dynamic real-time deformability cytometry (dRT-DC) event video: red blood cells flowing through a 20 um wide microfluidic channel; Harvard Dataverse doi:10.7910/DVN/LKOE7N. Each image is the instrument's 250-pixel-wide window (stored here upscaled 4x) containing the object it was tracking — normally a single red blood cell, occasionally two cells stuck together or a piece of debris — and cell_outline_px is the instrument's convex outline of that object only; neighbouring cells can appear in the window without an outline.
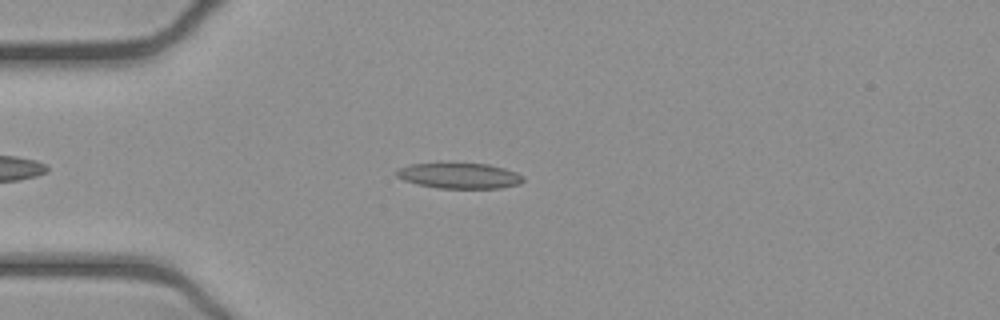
{"species": "common noctule bat (a hibernating species)", "species_latin": "Nyctalus noctula", "temperature_condition": "cold", "stored_images_in_passage": 48, "camera_frame_rate_fps": 3000, "um_per_image_px": 0.085, "animal": {"sex": "female", "body_mass_g": 21.9}, "frame": {"image": 1, "passage_image": 10, "time_ms": 3.0, "image_size_px": [1000, 320], "cell_outline_px": [[524, 180], [520, 184], [500, 188], [436, 188], [404, 180], [396, 176], [396, 172], [400, 168], [412, 164], [440, 160], [488, 164], [504, 168], [516, 172], [524, 176]], "centroid_in_image_um": [39.04, 14.88], "position_along_channel_um": 46.0, "area_um2": 19.65}}
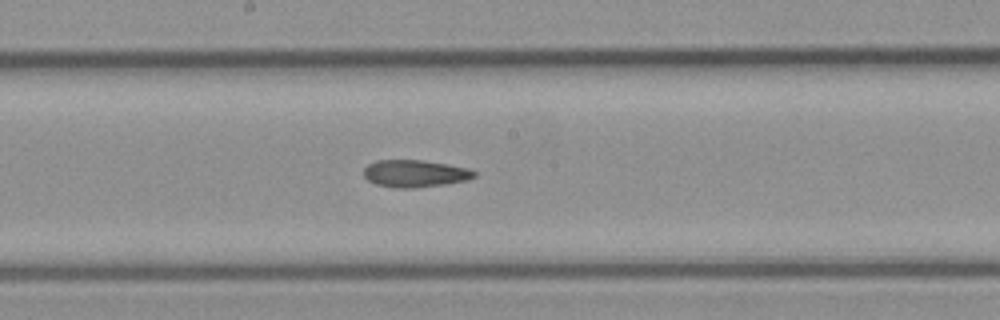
{"frame": {"image": 2, "passage_image": 24, "time_ms": 7.667, "image_size_px": [1000, 320], "cell_outline_px": [[476, 176], [468, 180], [444, 184], [416, 188], [396, 188], [376, 184], [368, 180], [364, 176], [364, 168], [368, 164], [376, 160], [420, 160], [448, 164], [468, 168], [476, 172]], "centroid_in_image_um": [35.27, 14.75], "position_along_channel_um": 212.9, "area_um2": 17.57}}
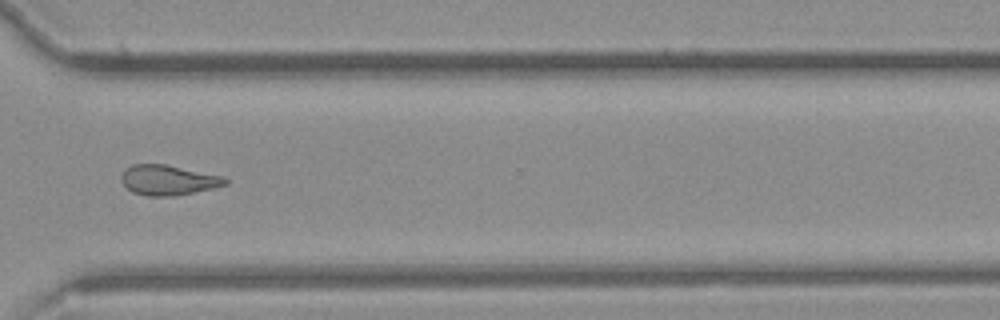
{"frame": {"image": 3, "passage_image": 35, "time_ms": 11.333, "image_size_px": [1000, 320], "cell_outline_px": [[228, 184], [212, 188], [172, 196], [148, 196], [132, 192], [120, 180], [120, 176], [124, 168], [132, 164], [164, 164], [224, 176], [228, 180]], "centroid_in_image_um": [14.26, 15.29], "position_along_channel_um": 356.3, "area_um2": 18.21}, "authors_computed_cell_mechanics": {"area_um2": 18.496, "velocity_mm_per_s": 3.9141, "shape_relaxation_time_tau1_ms": 10.1084, "shape_relaxation_time_tau2_ms": 4.2833, "deformation_change_tau1": 0.1908, "deformation_change_tau2": 0.1332}}